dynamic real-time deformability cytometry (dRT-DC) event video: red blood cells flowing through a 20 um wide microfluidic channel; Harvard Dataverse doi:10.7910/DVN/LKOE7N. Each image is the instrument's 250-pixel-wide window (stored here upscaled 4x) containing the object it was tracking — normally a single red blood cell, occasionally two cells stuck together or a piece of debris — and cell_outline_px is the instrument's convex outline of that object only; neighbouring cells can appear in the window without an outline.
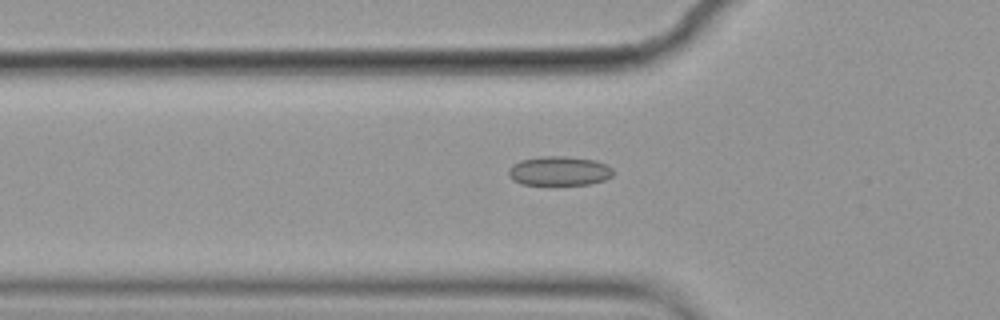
{"species": "common noctule bat (a hibernating species)", "species_latin": "Nyctalus noctula", "temperature_condition": "cold", "stored_images_in_passage": 57, "camera_frame_rate_fps": 3000, "um_per_image_px": 0.085, "animal": {"sex": "female", "body_mass_g": 19.9}, "frame": {"image": 1, "passage_image": 19, "time_ms": 6.0, "image_size_px": [1000, 320], "cell_outline_px": [[612, 176], [604, 180], [588, 184], [520, 184], [512, 180], [508, 176], [508, 168], [512, 164], [520, 160], [544, 156], [564, 156], [596, 160], [608, 164], [612, 168]], "centroid_in_image_um": [47.51, 14.52], "position_along_channel_um": 78.3, "area_um2": 17.92}}
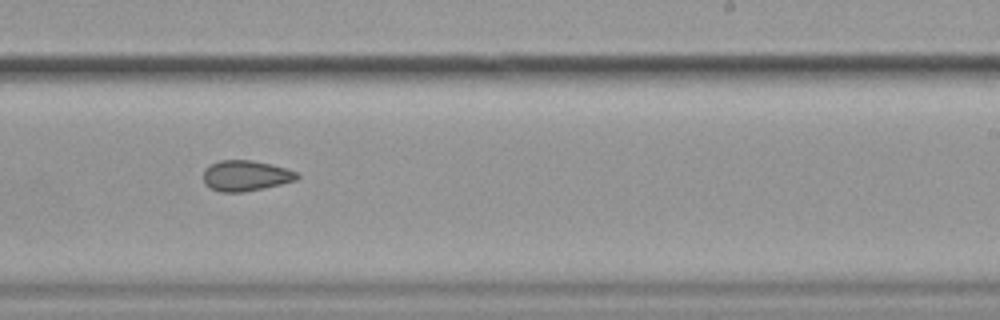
{"frame": {"image": 2, "passage_image": 35, "time_ms": 11.333, "image_size_px": [1000, 320], "cell_outline_px": [[300, 176], [296, 180], [280, 184], [244, 192], [220, 192], [204, 184], [204, 168], [220, 160], [252, 160], [272, 164], [296, 172]], "centroid_in_image_um": [20.87, 14.93], "position_along_channel_um": 268.1, "area_um2": 16.59}}
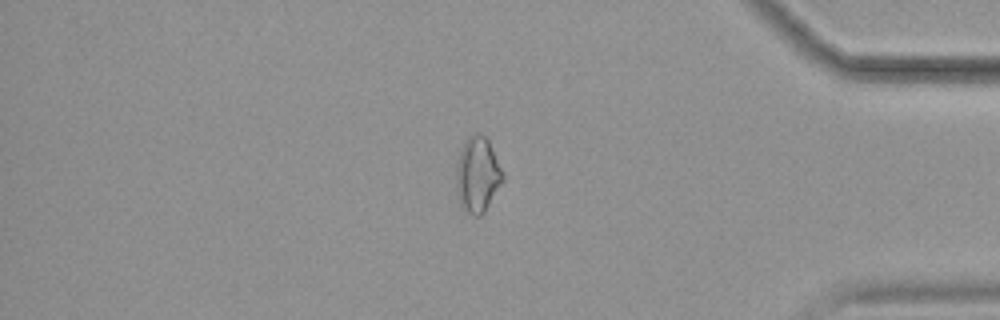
{"frame": {"image": 3, "passage_image": 48, "time_ms": 15.667, "image_size_px": [1000, 320], "cell_outline_px": [[504, 180], [484, 212], [480, 216], [472, 216], [460, 204], [456, 192], [456, 164], [460, 148], [464, 140], [472, 132], [480, 132], [488, 140], [504, 172]], "centroid_in_image_um": [40.58, 14.81], "position_along_channel_um": 394.6, "area_um2": 20.87}, "authors_computed_cell_mechanics": {"area_um2": 18.3226, "velocity_mm_per_s": 3.5689, "shape_relaxation_time_tau1_ms": null, "shape_relaxation_time_tau2_ms": 3.9417, "deformation_change_tau1": null, "deformation_change_tau2": 0.0855}}